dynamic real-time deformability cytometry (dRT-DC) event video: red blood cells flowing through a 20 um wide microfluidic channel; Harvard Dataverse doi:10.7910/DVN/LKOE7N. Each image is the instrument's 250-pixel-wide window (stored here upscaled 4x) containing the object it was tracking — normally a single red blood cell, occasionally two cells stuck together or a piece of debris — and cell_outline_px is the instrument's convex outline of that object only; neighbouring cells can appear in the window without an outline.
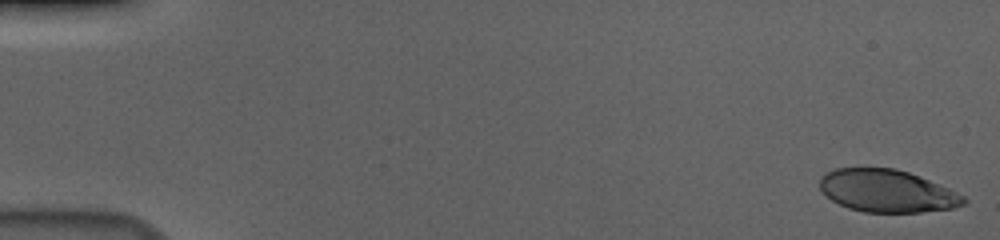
{"species": "human", "species_latin": "Homo sapiens", "temperature_condition": "cold", "stored_images_in_passage": 56, "camera_frame_rate_fps": 3000, "um_per_image_px": 0.085, "donor": {"sex": "male"}, "frame": {"image": 1, "passage_image": 1, "time_ms": 0.0, "image_size_px": [1000, 240], "cell_outline_px": [[968, 200], [964, 204], [952, 208], [920, 212], [864, 212], [848, 208], [832, 200], [820, 188], [820, 176], [836, 168], [896, 168], [920, 176], [948, 188], [964, 196]], "centroid_in_image_um": [75.4, 16.23], "position_along_channel_um": 9.6, "area_um2": 35.43}}
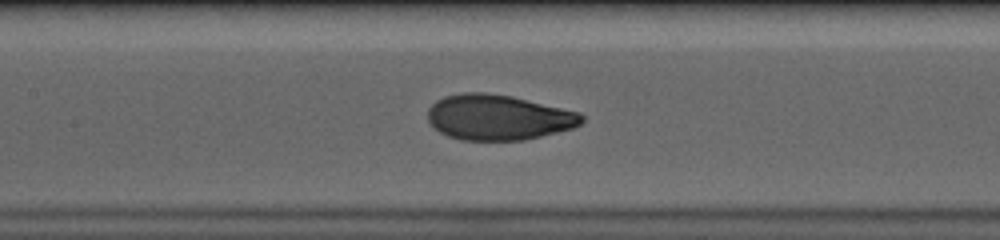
{"frame": {"image": 2, "passage_image": 27, "time_ms": 8.667, "image_size_px": [1000, 240], "cell_outline_px": [[584, 120], [580, 124], [572, 128], [524, 140], [460, 140], [448, 136], [440, 132], [428, 120], [428, 108], [436, 100], [444, 96], [464, 92], [484, 92], [512, 96], [580, 112], [584, 116]], "centroid_in_image_um": [42.35, 9.96], "position_along_channel_um": 165.1, "area_um2": 40.69}}
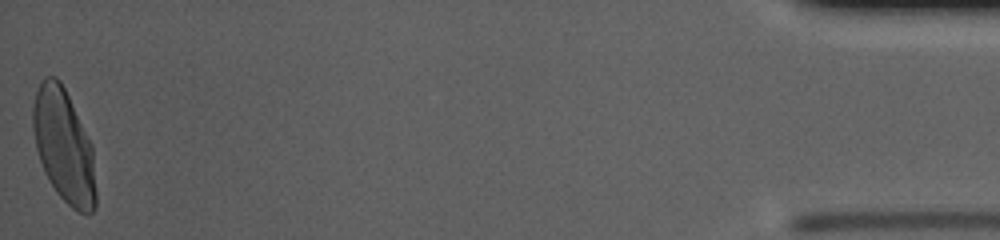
{"frame": {"image": 3, "passage_image": 56, "time_ms": 18.333, "image_size_px": [1000, 240], "cell_outline_px": [[96, 208], [92, 212], [80, 212], [72, 208], [56, 192], [48, 180], [44, 172], [36, 148], [32, 128], [32, 108], [36, 92], [44, 76], [56, 76], [60, 80], [92, 144], [96, 192]], "centroid_in_image_um": [5.41, 12.41], "position_along_channel_um": 429.8, "area_um2": 41.44}, "authors_computed_cell_mechanics": {"area_um2": 40.0554, "velocity_mm_per_s": 3.681, "shape_relaxation_time_tau1_ms": 4.1601, "shape_relaxation_time_tau2_ms": null, "deformation_change_tau1": 0.1942, "deformation_change_tau2": null}}